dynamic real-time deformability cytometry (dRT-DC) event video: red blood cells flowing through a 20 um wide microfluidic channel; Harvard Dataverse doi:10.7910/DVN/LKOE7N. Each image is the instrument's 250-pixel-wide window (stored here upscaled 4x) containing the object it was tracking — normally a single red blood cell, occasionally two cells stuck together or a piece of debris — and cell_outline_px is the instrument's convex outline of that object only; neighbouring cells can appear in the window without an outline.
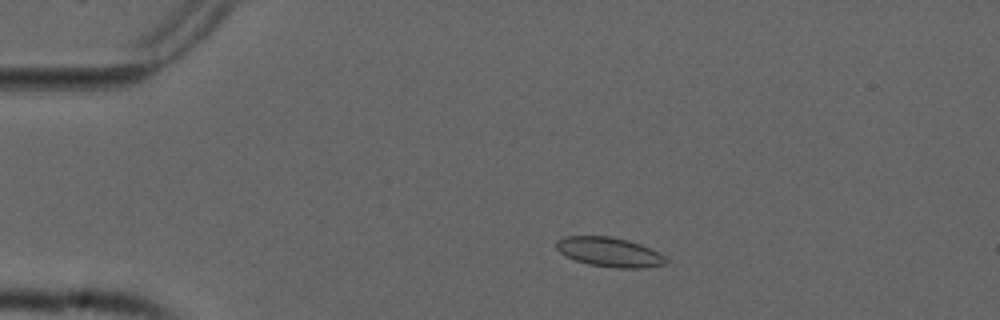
{"species": "common noctule bat (a hibernating species)", "species_latin": "Nyctalus noctula", "temperature_condition": "cold", "stored_images_in_passage": 51, "camera_frame_rate_fps": 3000, "um_per_image_px": 0.085, "animal": {"sex": "male", "forearm_length_mm": 52.5}, "frame": {"image": 1, "passage_image": 8, "time_ms": 2.333, "image_size_px": [1000, 320], "cell_outline_px": [[668, 260], [664, 264], [644, 268], [616, 268], [588, 264], [576, 260], [560, 252], [556, 248], [556, 240], [564, 236], [608, 236], [628, 240], [652, 248], [660, 252]], "centroid_in_image_um": [51.82, 21.42], "position_along_channel_um": 33.2, "area_um2": 18.84}}
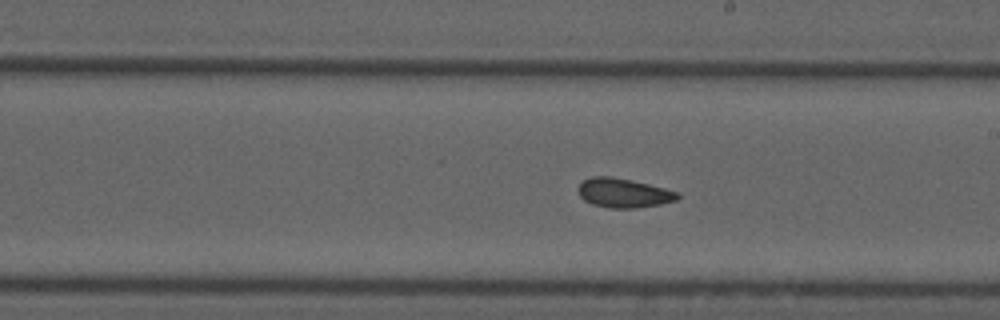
{"frame": {"image": 2, "passage_image": 28, "time_ms": 9.0, "image_size_px": [1000, 320], "cell_outline_px": [[680, 196], [676, 200], [660, 204], [636, 208], [608, 208], [592, 204], [584, 200], [580, 196], [576, 188], [584, 180], [592, 176], [612, 176], [632, 180], [680, 192]], "centroid_in_image_um": [52.99, 16.4], "position_along_channel_um": 236.0, "area_um2": 17.05}}
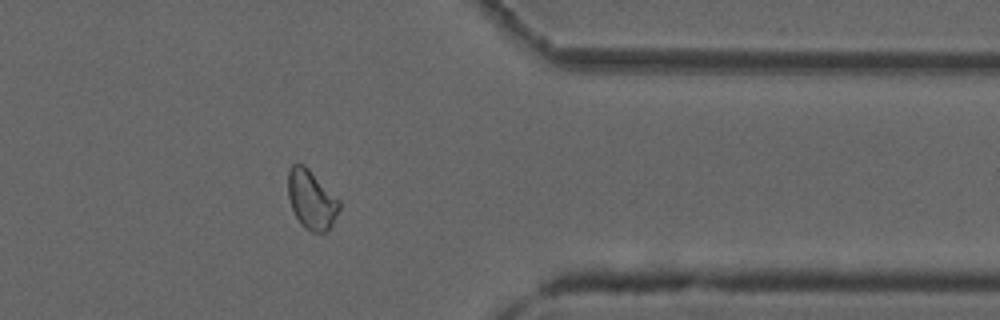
{"frame": {"image": 3, "passage_image": 41, "time_ms": 13.333, "image_size_px": [1000, 320], "cell_outline_px": [[340, 208], [332, 224], [324, 232], [312, 232], [304, 228], [300, 224], [292, 208], [288, 196], [288, 172], [292, 164], [304, 164], [340, 200]], "centroid_in_image_um": [26.47, 16.96], "position_along_channel_um": 384.9, "area_um2": 17.51}, "authors_computed_cell_mechanics": {"area_um2": 17.629, "velocity_mm_per_s": 3.7524, "shape_relaxation_time_tau1_ms": null, "shape_relaxation_time_tau2_ms": 2.54, "deformation_change_tau1": null, "deformation_change_tau2": 0.0594}}